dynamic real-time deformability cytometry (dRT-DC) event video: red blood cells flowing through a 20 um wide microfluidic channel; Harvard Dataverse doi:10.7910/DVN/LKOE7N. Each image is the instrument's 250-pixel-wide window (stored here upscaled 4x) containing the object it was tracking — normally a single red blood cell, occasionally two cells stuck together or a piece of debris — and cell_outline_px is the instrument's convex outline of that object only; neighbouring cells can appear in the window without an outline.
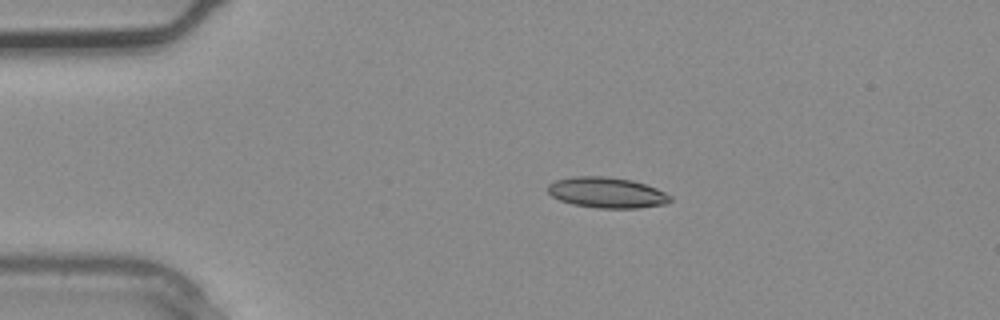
{"species": "common noctule bat (a hibernating species)", "species_latin": "Nyctalus noctula", "temperature_condition": "warm", "stored_images_in_passage": 3, "camera_frame_rate_fps": 3000, "um_per_image_px": 0.085, "animal": {"sex": "male", "body_mass_g": 20.4}, "frame": {"image": 1, "passage_image": 3, "time_ms": 0.667, "image_size_px": [1000, 320], "cell_outline_px": [[672, 200], [664, 204], [640, 208], [600, 208], [572, 204], [560, 200], [552, 196], [548, 192], [548, 184], [556, 180], [572, 176], [604, 176], [632, 180], [656, 188], [672, 196]], "centroid_in_image_um": [51.58, 16.37], "position_along_channel_um": 33.4, "area_um2": 21.85}}